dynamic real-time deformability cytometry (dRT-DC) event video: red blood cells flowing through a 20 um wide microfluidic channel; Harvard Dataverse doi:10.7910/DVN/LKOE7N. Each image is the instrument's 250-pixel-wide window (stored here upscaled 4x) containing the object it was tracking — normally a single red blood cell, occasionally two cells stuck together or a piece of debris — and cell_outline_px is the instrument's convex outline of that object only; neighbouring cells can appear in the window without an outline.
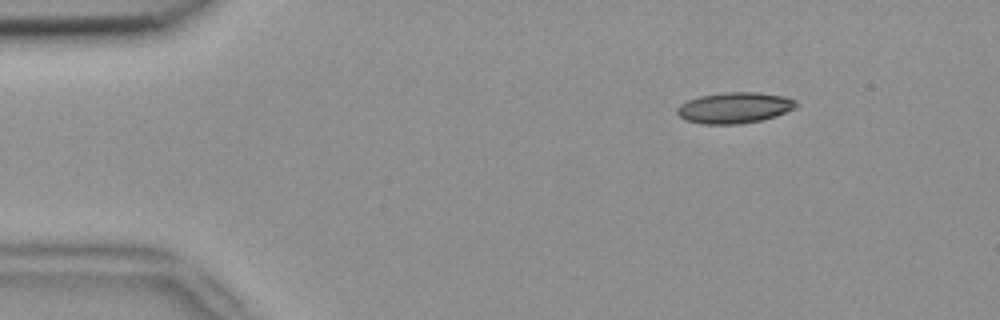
{"species": "common noctule bat (a hibernating species)", "species_latin": "Nyctalus noctula", "temperature_condition": "room temperature", "stored_images_in_passage": 4, "camera_frame_rate_fps": 3000, "um_per_image_px": 0.085, "animal": {"sex": "female", "body_mass_g": 18.4}, "frame": {"image": 1, "passage_image": 1, "time_ms": 0.0, "image_size_px": [1000, 320], "cell_outline_px": [[800, 104], [796, 108], [776, 116], [764, 120], [740, 124], [700, 124], [684, 120], [676, 112], [676, 108], [680, 104], [688, 100], [700, 96], [724, 92], [756, 92], [784, 96], [796, 100]], "centroid_in_image_um": [62.45, 9.17], "position_along_channel_um": 22.5, "area_um2": 21.79}}
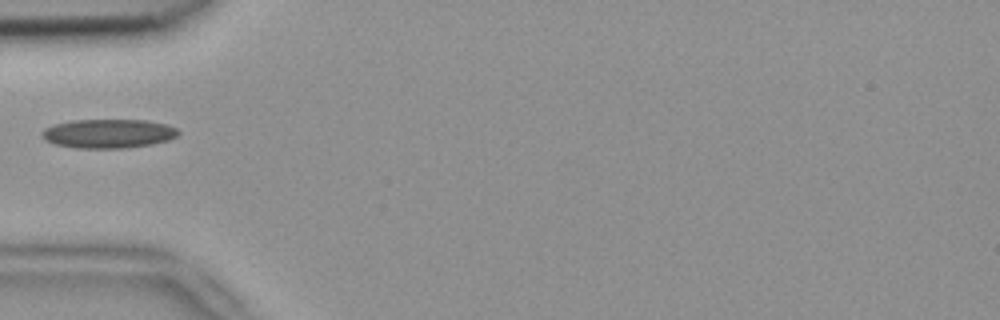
{"frame": {"image": 2, "passage_image": 4, "time_ms": 1.0, "image_size_px": [1000, 320], "cell_outline_px": [[180, 132], [176, 136], [168, 140], [152, 144], [124, 148], [76, 148], [56, 144], [44, 140], [40, 136], [40, 132], [44, 128], [56, 124], [72, 120], [148, 120], [168, 124], [176, 128]], "centroid_in_image_um": [9.2, 11.35], "position_along_channel_um": 75.8, "area_um2": 23.18}}